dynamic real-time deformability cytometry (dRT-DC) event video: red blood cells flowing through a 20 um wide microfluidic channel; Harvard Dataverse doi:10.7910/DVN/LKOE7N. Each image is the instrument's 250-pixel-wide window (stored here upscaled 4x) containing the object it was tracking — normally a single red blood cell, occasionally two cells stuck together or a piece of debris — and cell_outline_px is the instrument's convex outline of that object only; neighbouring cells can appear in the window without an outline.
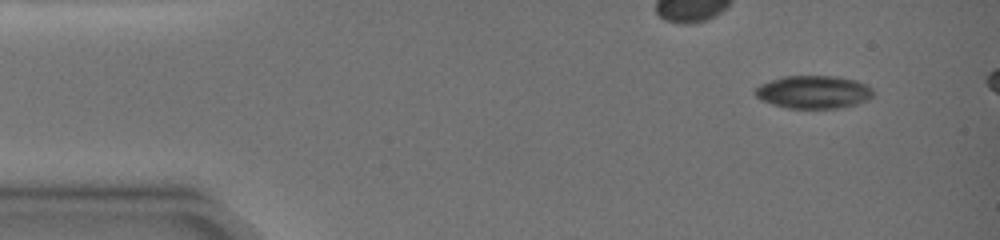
{"species": "common noctule bat (a hibernating species)", "species_latin": "Nyctalus noctula", "temperature_condition": "warm", "stored_images_in_passage": 3, "camera_frame_rate_fps": 3000, "um_per_image_px": 0.085, "animal": {"sex": "female", "body_mass_g": 19.0, "forearm_length_mm": 51.5}, "frame": {"image": 1, "passage_image": 1, "time_ms": 0.0, "image_size_px": [1000, 240], "cell_outline_px": [[872, 96], [868, 100], [856, 104], [840, 108], [788, 108], [772, 104], [760, 100], [752, 92], [760, 84], [784, 76], [836, 76], [856, 80], [872, 88]], "centroid_in_image_um": [69.13, 7.82], "position_along_channel_um": 15.9, "area_um2": 22.66}}